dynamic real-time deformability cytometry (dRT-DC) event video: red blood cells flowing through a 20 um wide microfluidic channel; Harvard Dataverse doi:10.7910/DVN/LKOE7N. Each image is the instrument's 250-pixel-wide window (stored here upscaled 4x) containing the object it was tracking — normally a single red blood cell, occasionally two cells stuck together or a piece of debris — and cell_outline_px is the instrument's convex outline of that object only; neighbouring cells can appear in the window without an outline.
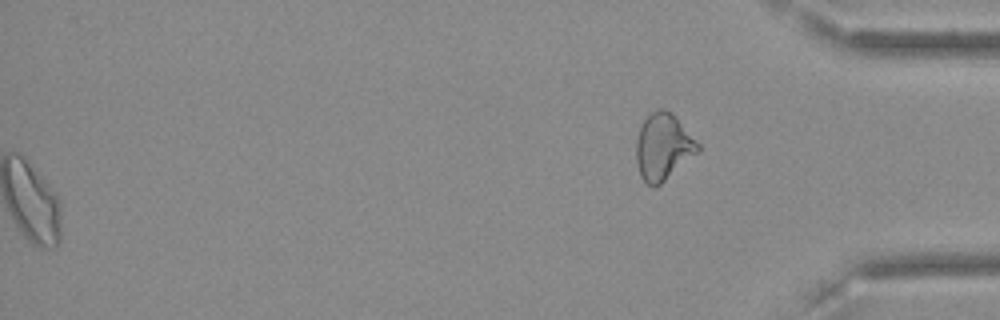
{"species": "Egyptian fruit bat (a non-hibernating species)", "species_latin": "Rousettus aegyptiacus", "temperature_condition": "cold", "stored_images_in_passage": 56, "segment_of_instrument_passage": [2, 2], "camera_frame_rate_fps": 3000, "um_per_image_px": 0.085, "frame": {"image": 1, "passage_image": 56, "time_ms": 18.333, "image_size_px": [1000, 320], "cell_outline_px": [[700, 148], [696, 152], [660, 184], [652, 188], [640, 176], [636, 160], [636, 140], [640, 128], [644, 120], [652, 112], [660, 108], [664, 108], [676, 116], [700, 144]], "centroid_in_image_um": [56.35, 12.46], "position_along_channel_um": 378.9, "area_um2": 23.52}}